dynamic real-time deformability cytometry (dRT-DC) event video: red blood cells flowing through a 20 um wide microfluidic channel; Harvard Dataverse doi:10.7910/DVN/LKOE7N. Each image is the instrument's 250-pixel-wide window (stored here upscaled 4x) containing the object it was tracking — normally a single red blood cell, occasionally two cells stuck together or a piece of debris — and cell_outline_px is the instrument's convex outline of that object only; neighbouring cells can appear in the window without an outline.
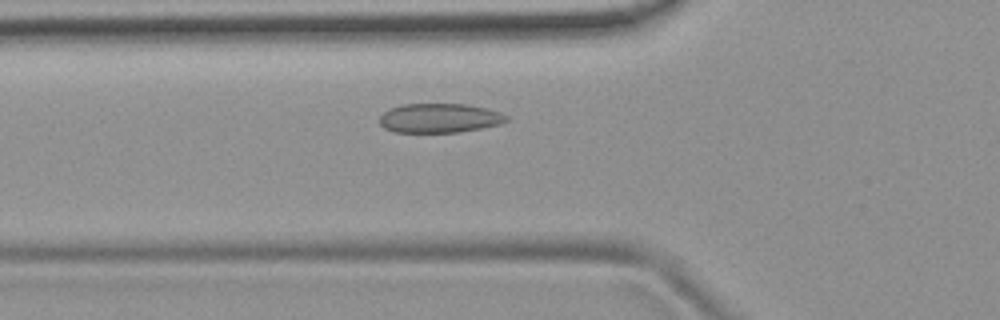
{"species": "common noctule bat (a hibernating species)", "species_latin": "Nyctalus noctula", "temperature_condition": "room temperature", "stored_images_in_passage": 46, "camera_frame_rate_fps": 3000, "um_per_image_px": 0.085, "animal": {"sex": "female", "body_mass_g": 19.9}, "frame": {"image": 1, "passage_image": 12, "time_ms": 3.667, "image_size_px": [1000, 320], "cell_outline_px": [[508, 120], [500, 124], [460, 132], [396, 132], [384, 128], [380, 124], [380, 116], [388, 108], [400, 104], [468, 104], [500, 112], [508, 116]], "centroid_in_image_um": [37.33, 10.03], "position_along_channel_um": 88.5, "area_um2": 21.68}}
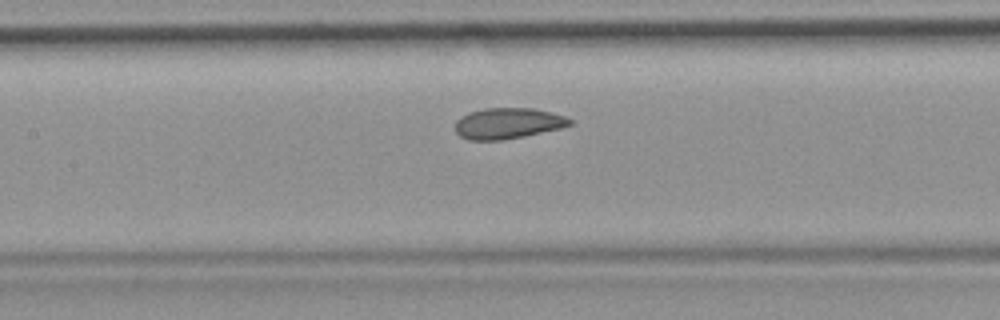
{"frame": {"image": 2, "passage_image": 18, "time_ms": 5.667, "image_size_px": [1000, 320], "cell_outline_px": [[572, 124], [560, 128], [524, 136], [504, 140], [468, 140], [460, 136], [456, 132], [456, 120], [460, 116], [468, 112], [484, 108], [532, 108], [552, 112], [564, 116], [572, 120]], "centroid_in_image_um": [43.14, 10.48], "position_along_channel_um": 164.3, "area_um2": 20.69}}
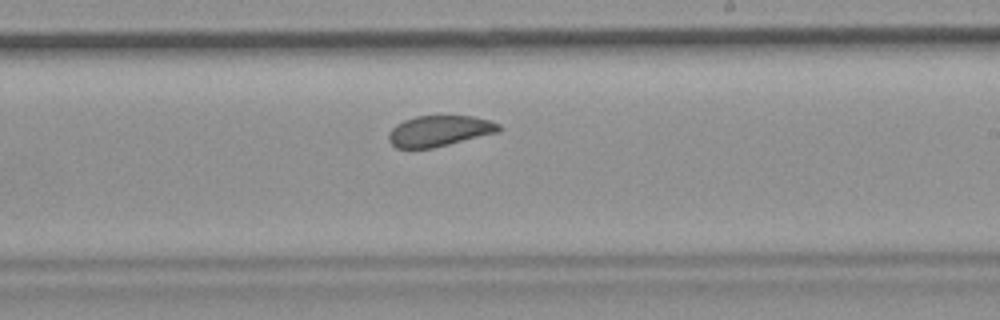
{"frame": {"image": 3, "passage_image": 25, "time_ms": 8.0, "image_size_px": [1000, 320], "cell_outline_px": [[500, 132], [432, 148], [396, 148], [388, 140], [388, 132], [396, 124], [404, 120], [416, 116], [472, 116], [488, 120], [500, 124]], "centroid_in_image_um": [37.33, 11.13], "position_along_channel_um": 251.7, "area_um2": 19.77}, "authors_computed_cell_mechanics": {"area_um2": 21.6172, "velocity_mm_per_s": 3.7738, "shape_relaxation_time_tau1_ms": 6.7212, "shape_relaxation_time_tau2_ms": 2.0635, "deformation_change_tau1": 0.1037, "deformation_change_tau2": 0.0639}}